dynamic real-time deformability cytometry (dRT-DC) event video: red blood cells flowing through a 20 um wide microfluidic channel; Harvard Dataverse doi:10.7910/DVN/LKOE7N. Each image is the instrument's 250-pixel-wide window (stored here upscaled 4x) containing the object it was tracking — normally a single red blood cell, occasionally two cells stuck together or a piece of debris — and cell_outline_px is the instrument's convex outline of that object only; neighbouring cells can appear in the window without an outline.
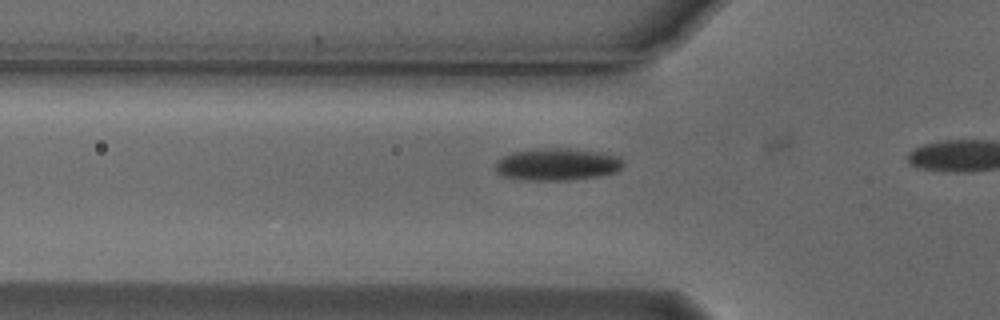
{"species": "Egyptian fruit bat (a non-hibernating species)", "species_latin": "Rousettus aegyptiacus", "temperature_condition": "cold", "stored_images_in_passage": 14, "camera_frame_rate_fps": 3000, "um_per_image_px": 0.085, "animal": {"sex": "male"}, "frame": {"image": 1, "passage_image": 13, "time_ms": 4.0, "image_size_px": [1000, 320], "cell_outline_px": [[624, 164], [616, 172], [600, 176], [568, 180], [524, 180], [504, 176], [496, 172], [496, 160], [512, 152], [544, 148], [568, 148], [596, 152], [620, 156], [624, 160]], "centroid_in_image_um": [47.37, 13.97], "position_along_channel_um": 78.4, "area_um2": 23.99}}